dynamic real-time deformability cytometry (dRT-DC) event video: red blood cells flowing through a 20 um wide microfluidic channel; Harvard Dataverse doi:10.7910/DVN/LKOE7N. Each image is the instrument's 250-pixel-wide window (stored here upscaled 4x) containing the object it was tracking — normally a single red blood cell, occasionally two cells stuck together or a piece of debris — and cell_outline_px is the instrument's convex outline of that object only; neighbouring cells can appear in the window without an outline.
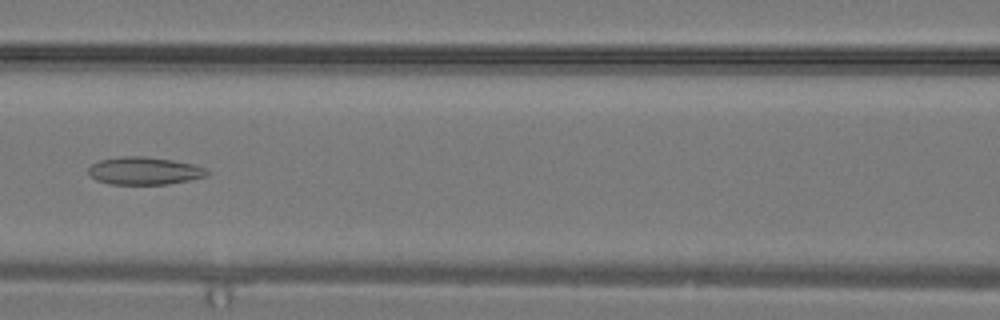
{"species": "common noctule bat (a hibernating species)", "species_latin": "Nyctalus noctula", "temperature_condition": "warm", "stored_images_in_passage": 27, "camera_frame_rate_fps": 3000, "um_per_image_px": 0.085, "animal": {"sex": "male", "body_mass_g": 19.2, "forearm_length_mm": 51.8}, "frame": {"image": 1, "passage_image": 10, "time_ms": 3.0, "image_size_px": [1000, 320], "cell_outline_px": [[212, 172], [208, 176], [168, 184], [112, 184], [96, 180], [88, 172], [88, 168], [92, 164], [100, 160], [120, 156], [144, 156], [172, 160], [192, 164], [204, 168]], "centroid_in_image_um": [12.28, 14.52], "position_along_channel_um": 154.3, "area_um2": 19.07}}
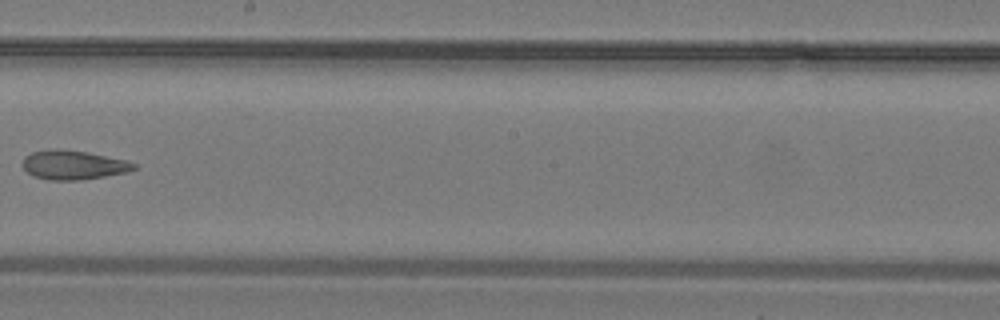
{"frame": {"image": 2, "passage_image": 14, "time_ms": 4.333, "image_size_px": [1000, 320], "cell_outline_px": [[136, 168], [128, 172], [80, 180], [48, 180], [32, 176], [24, 168], [24, 156], [32, 152], [88, 152], [128, 160], [136, 164]], "centroid_in_image_um": [6.31, 14.07], "position_along_channel_um": 241.9, "area_um2": 18.15}}
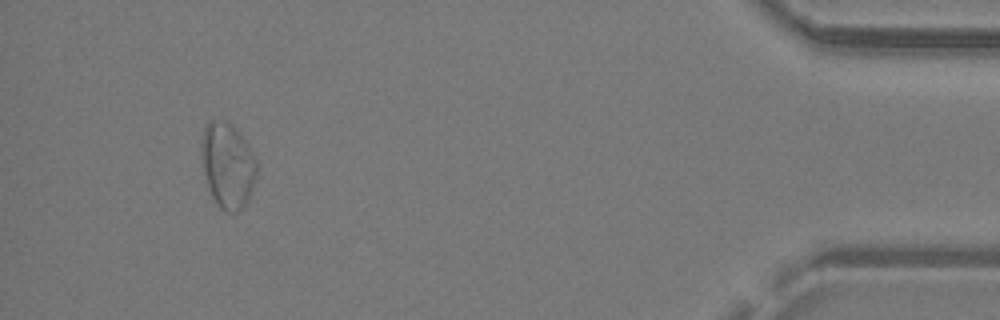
{"frame": {"image": 3, "passage_image": 25, "time_ms": 8.0, "image_size_px": [1000, 320], "cell_outline_px": [[256, 176], [248, 200], [240, 212], [224, 212], [216, 204], [208, 188], [200, 160], [200, 140], [204, 128], [208, 120], [228, 120], [236, 128], [244, 140], [256, 160]], "centroid_in_image_um": [19.3, 14.05], "position_along_channel_um": 415.9, "area_um2": 27.98}}